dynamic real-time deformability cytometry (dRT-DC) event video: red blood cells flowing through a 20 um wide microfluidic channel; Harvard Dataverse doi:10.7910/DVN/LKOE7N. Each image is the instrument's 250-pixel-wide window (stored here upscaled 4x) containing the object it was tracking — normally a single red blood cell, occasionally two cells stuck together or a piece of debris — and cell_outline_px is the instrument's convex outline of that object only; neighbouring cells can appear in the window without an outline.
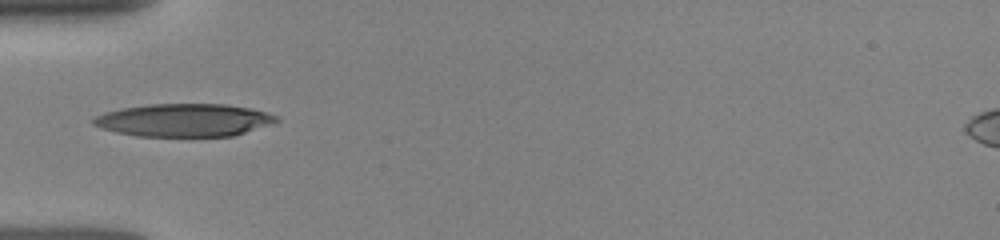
{"species": "human", "species_latin": "Homo sapiens", "temperature_condition": "room temperature", "stored_images_in_passage": 2, "camera_frame_rate_fps": 3000, "um_per_image_px": 0.085, "donor": {"sex": "female"}, "frame": {"image": 1, "passage_image": 1, "time_ms": 0.0, "image_size_px": [1000, 240], "cell_outline_px": [[280, 120], [232, 136], [136, 136], [116, 132], [100, 128], [92, 124], [92, 120], [96, 116], [104, 112], [120, 108], [148, 104], [224, 104], [252, 108], [268, 112], [280, 116]], "centroid_in_image_um": [15.61, 10.2], "position_along_channel_um": 69.4, "area_um2": 35.08}}